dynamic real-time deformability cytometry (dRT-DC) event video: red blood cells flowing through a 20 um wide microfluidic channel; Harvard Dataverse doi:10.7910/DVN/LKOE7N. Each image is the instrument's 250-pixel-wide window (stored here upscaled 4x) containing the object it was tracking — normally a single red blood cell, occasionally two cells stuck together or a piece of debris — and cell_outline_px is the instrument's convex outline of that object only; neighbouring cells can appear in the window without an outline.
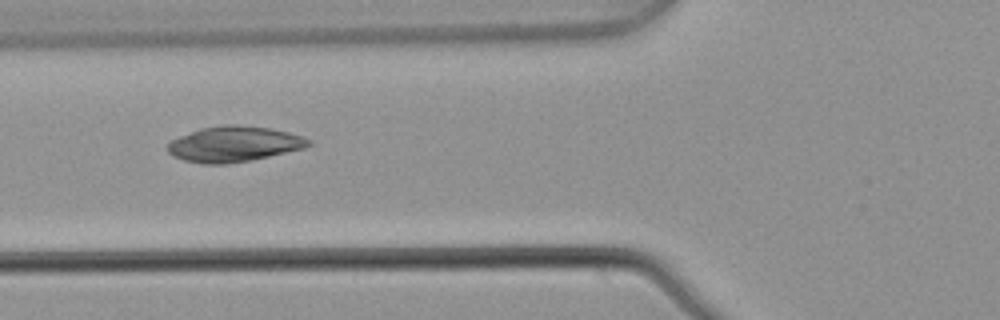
{"species": "common noctule bat (a hibernating species)", "species_latin": "Nyctalus noctula", "temperature_condition": "warm", "stored_images_in_passage": 6, "camera_frame_rate_fps": 3000, "um_per_image_px": 0.085, "animal": {"sex": "male", "body_mass_g": 21.5, "forearm_length_mm": 52.0}, "frame": {"image": 1, "passage_image": 5, "time_ms": 1.333, "image_size_px": [1000, 320], "cell_outline_px": [[312, 144], [304, 148], [252, 160], [228, 164], [204, 164], [184, 160], [172, 156], [168, 152], [168, 144], [172, 140], [180, 136], [200, 128], [224, 124], [236, 124], [272, 128], [304, 136], [312, 140]], "centroid_in_image_um": [19.91, 12.24], "position_along_channel_um": 105.9, "area_um2": 29.36}}
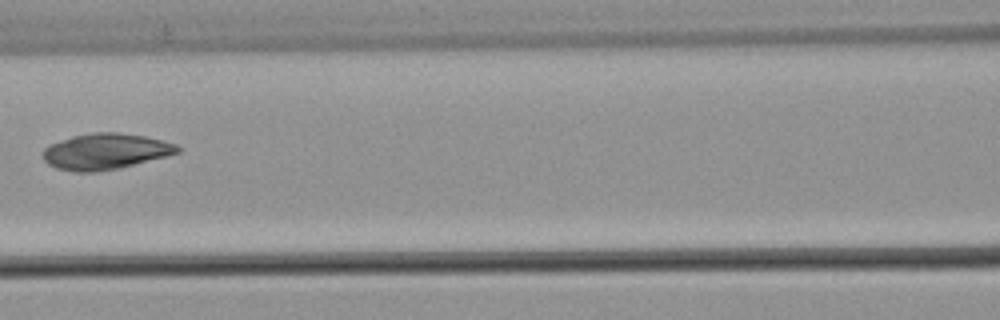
{"frame": {"image": 2, "passage_image": 6, "time_ms": 1.667, "image_size_px": [1000, 320], "cell_outline_px": [[180, 152], [120, 168], [96, 172], [76, 172], [56, 168], [48, 164], [44, 160], [44, 148], [52, 144], [72, 136], [92, 132], [116, 132], [144, 136], [176, 144], [180, 148]], "centroid_in_image_um": [8.95, 12.88], "position_along_channel_um": 157.6, "area_um2": 27.92}}